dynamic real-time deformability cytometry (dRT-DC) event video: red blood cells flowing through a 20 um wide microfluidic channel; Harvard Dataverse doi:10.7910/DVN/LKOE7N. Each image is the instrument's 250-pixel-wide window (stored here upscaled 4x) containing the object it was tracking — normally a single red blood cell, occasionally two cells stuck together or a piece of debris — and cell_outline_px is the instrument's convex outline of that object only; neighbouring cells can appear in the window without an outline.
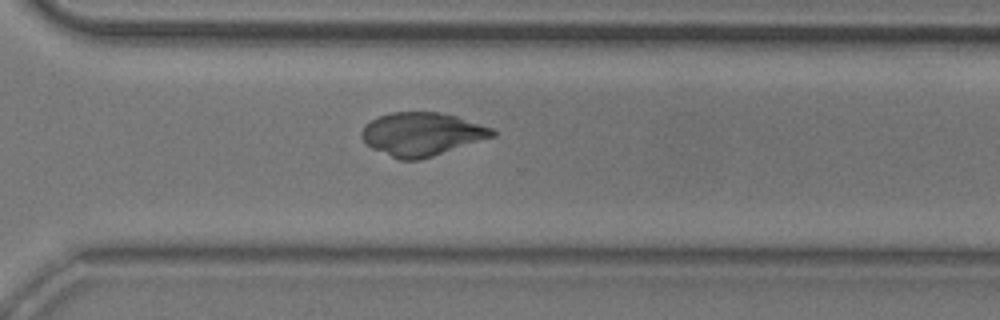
{"species": "common noctule bat (a hibernating species)", "species_latin": "Nyctalus noctula", "temperature_condition": "room temperature", "stored_images_in_passage": 52, "camera_frame_rate_fps": 3000, "um_per_image_px": 0.085, "animal": {"sex": "male", "body_mass_g": 20.5, "forearm_length_mm": 52.5}, "frame": {"image": 1, "passage_image": 37, "time_ms": 12.0, "image_size_px": [1000, 320], "cell_outline_px": [[496, 136], [420, 160], [400, 160], [372, 148], [364, 144], [360, 136], [360, 132], [372, 120], [380, 116], [392, 112], [440, 112], [456, 116], [492, 128], [496, 132]], "centroid_in_image_um": [35.85, 11.41], "position_along_channel_um": 334.7, "area_um2": 32.89}}
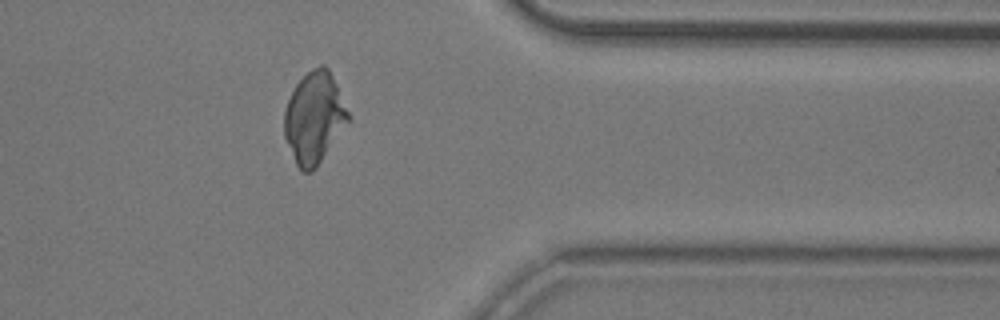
{"frame": {"image": 2, "passage_image": 42, "time_ms": 13.667, "image_size_px": [1000, 320], "cell_outline_px": [[348, 120], [316, 168], [312, 172], [304, 172], [296, 164], [284, 136], [284, 112], [288, 100], [296, 84], [312, 68], [320, 64], [324, 64], [328, 68], [336, 84], [348, 112]], "centroid_in_image_um": [26.67, 10.0], "position_along_channel_um": 384.7, "area_um2": 33.23}}